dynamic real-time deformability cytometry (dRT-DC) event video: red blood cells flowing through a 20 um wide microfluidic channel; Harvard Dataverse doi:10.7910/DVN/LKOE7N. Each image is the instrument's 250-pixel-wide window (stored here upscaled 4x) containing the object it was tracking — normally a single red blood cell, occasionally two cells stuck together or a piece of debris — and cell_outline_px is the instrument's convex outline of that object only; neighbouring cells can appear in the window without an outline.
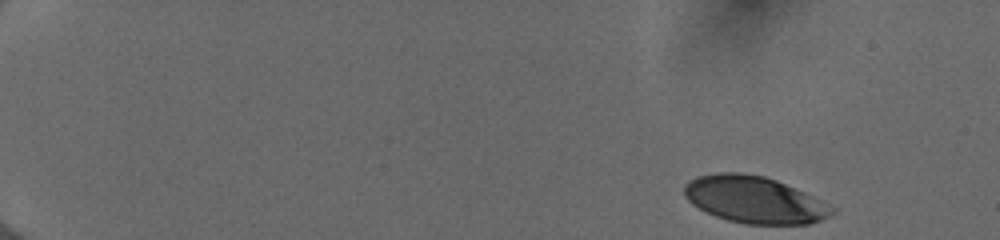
{"species": "human", "species_latin": "Homo sapiens", "temperature_condition": "cold", "stored_images_in_passage": 49, "camera_frame_rate_fps": 3000, "um_per_image_px": 0.085, "donor": {"sex": "female"}, "frame": {"image": 1, "passage_image": 1, "time_ms": 0.0, "image_size_px": [1000, 240], "cell_outline_px": [[836, 212], [820, 220], [808, 224], [744, 224], [728, 220], [716, 216], [692, 204], [684, 196], [684, 184], [696, 176], [716, 172], [744, 172], [764, 176], [776, 180], [804, 192], [836, 208]], "centroid_in_image_um": [64.1, 16.96], "position_along_channel_um": 20.9, "area_um2": 40.34}}
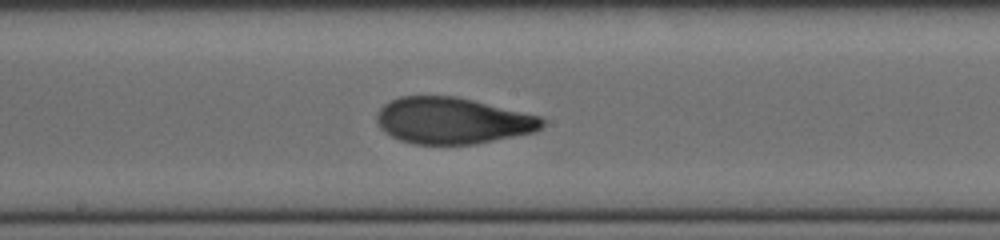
{"frame": {"image": 2, "passage_image": 27, "time_ms": 8.667, "image_size_px": [1000, 240], "cell_outline_px": [[544, 124], [536, 132], [476, 144], [416, 144], [400, 140], [384, 132], [380, 128], [376, 120], [376, 116], [380, 108], [384, 104], [400, 96], [456, 96], [540, 116], [544, 120]], "centroid_in_image_um": [38.46, 10.26], "position_along_channel_um": 209.7, "area_um2": 44.68}}
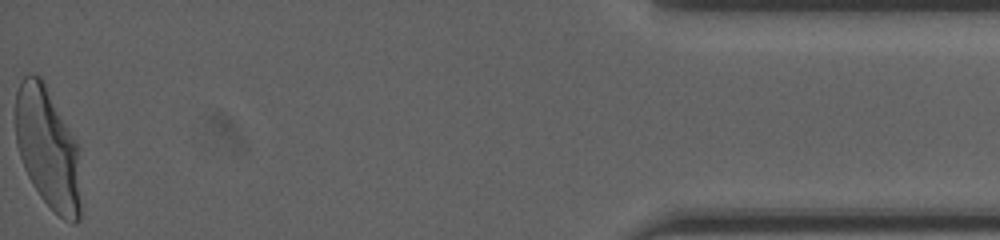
{"frame": {"image": 3, "passage_image": 49, "time_ms": 16.0, "image_size_px": [1000, 240], "cell_outline_px": [[80, 220], [76, 224], [72, 224], [64, 220], [40, 196], [32, 184], [24, 168], [16, 144], [16, 92], [24, 76], [28, 72], [40, 76], [44, 80], [76, 140], [80, 148]], "centroid_in_image_um": [4.09, 12.59], "position_along_channel_um": 431.1, "area_um2": 46.7}, "authors_computed_cell_mechanics": {"area_um2": 44.6216, "velocity_mm_per_s": 3.9768, "shape_relaxation_time_tau1_ms": 4.5474, "shape_relaxation_time_tau2_ms": 0.9012, "deformation_change_tau1": 0.1983, "deformation_change_tau2": 0.0577}}